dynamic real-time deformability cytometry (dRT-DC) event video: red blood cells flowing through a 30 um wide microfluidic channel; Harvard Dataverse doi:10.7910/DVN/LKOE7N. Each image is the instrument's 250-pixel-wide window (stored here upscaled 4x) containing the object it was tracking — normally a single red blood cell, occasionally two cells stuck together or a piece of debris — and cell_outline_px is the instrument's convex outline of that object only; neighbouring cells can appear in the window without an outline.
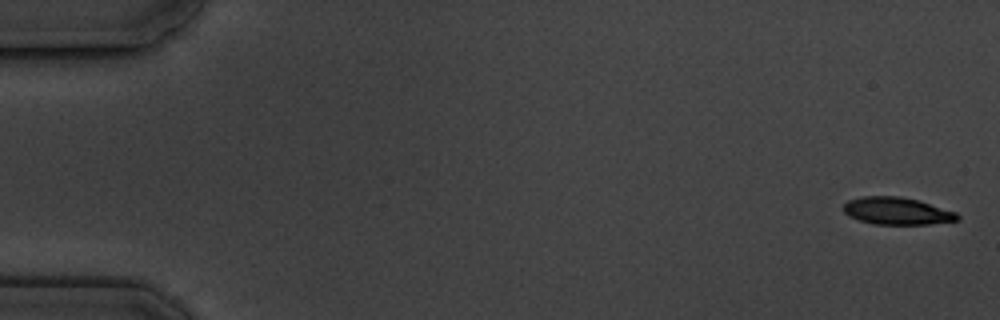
{"species": "common noctule bat (a hibernating species)", "species_latin": "Nyctalus noctula", "temperature_condition": "cold", "stored_images_in_passage": 6, "camera_frame_rate_fps": 3000, "um_per_image_px": 0.085, "animal": {"sex": "male", "body_mass_g": 19.5, "forearm_length_mm": 54.6}, "frame": {"image": 1, "passage_image": 1, "time_ms": 0.0, "image_size_px": [1000, 320], "cell_outline_px": [[960, 220], [928, 224], [876, 224], [860, 220], [848, 216], [844, 212], [844, 204], [848, 200], [860, 196], [900, 196], [920, 200], [956, 212], [960, 216]], "centroid_in_image_um": [76.25, 17.92], "position_along_channel_um": 8.7, "area_um2": 18.21}}
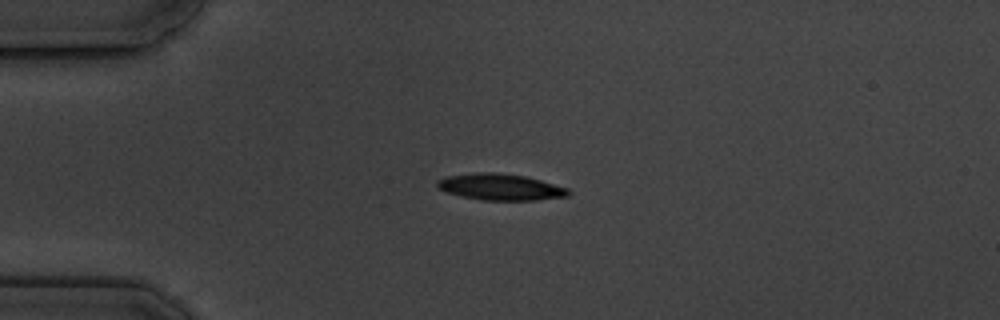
{"frame": {"image": 2, "passage_image": 5, "time_ms": 4.333, "image_size_px": [1000, 320], "cell_outline_px": [[572, 192], [568, 196], [536, 200], [484, 200], [464, 196], [448, 192], [440, 188], [436, 184], [436, 180], [444, 176], [472, 172], [496, 172], [524, 176], [540, 180], [568, 188]], "centroid_in_image_um": [42.54, 15.88], "position_along_channel_um": 42.5, "area_um2": 20.11}}